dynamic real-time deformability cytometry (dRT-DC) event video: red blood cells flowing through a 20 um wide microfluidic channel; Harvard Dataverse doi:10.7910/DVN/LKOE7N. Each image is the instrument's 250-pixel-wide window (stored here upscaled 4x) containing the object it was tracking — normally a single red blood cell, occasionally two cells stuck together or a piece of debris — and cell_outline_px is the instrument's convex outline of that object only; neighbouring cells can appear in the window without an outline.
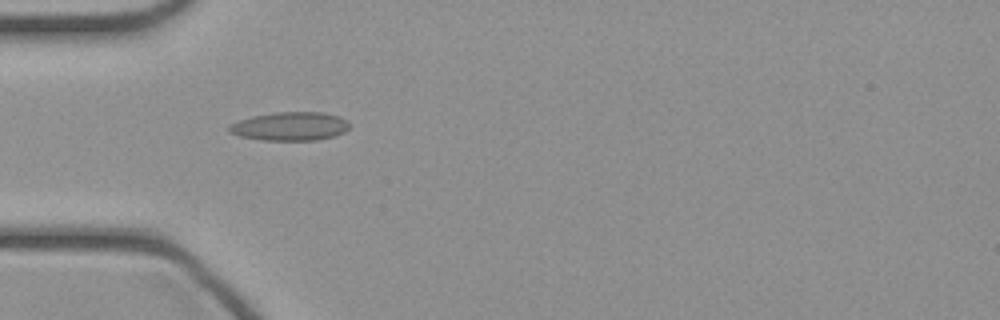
{"species": "common noctule bat (a hibernating species)", "species_latin": "Nyctalus noctula", "temperature_condition": "cold", "stored_images_in_passage": 34, "camera_frame_rate_fps": 3000, "um_per_image_px": 0.085, "animal": {"sex": "female", "body_mass_g": 21.9}, "frame": {"image": 1, "passage_image": 2, "time_ms": 0.333, "image_size_px": [1000, 320], "cell_outline_px": [[352, 124], [344, 132], [332, 136], [316, 140], [260, 140], [240, 136], [228, 132], [228, 124], [252, 116], [276, 112], [320, 112], [340, 116], [348, 120]], "centroid_in_image_um": [24.66, 10.73], "position_along_channel_um": 60.3, "area_um2": 20.17}}
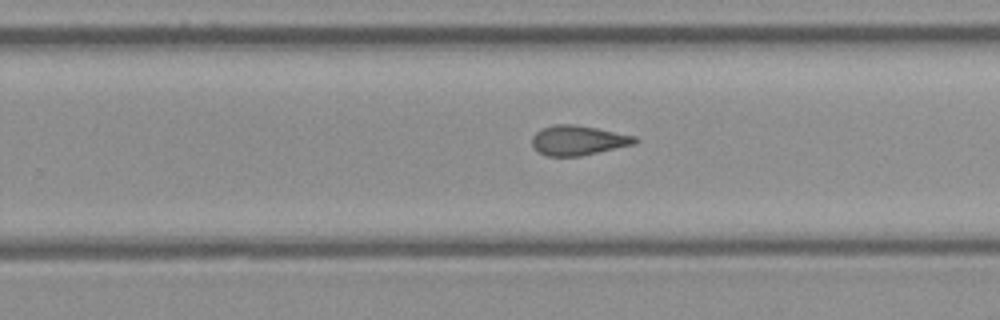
{"frame": {"image": 2, "passage_image": 17, "time_ms": 5.333, "image_size_px": [1000, 320], "cell_outline_px": [[640, 140], [636, 144], [580, 156], [548, 156], [532, 148], [532, 136], [540, 128], [556, 124], [572, 124], [596, 128], [636, 136]], "centroid_in_image_um": [49.14, 11.93], "position_along_channel_um": 280.7, "area_um2": 17.92}}
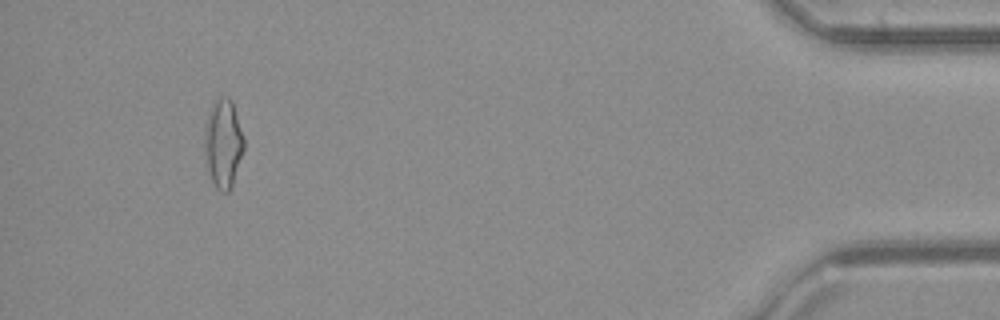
{"frame": {"image": 3, "passage_image": 31, "time_ms": 10.0, "image_size_px": [1000, 320], "cell_outline_px": [[244, 148], [232, 184], [228, 192], [220, 192], [216, 188], [208, 172], [204, 152], [204, 124], [208, 112], [212, 104], [220, 96], [228, 96], [232, 100], [244, 136]], "centroid_in_image_um": [18.95, 12.15], "position_along_channel_um": 416.3, "area_um2": 20.58}}